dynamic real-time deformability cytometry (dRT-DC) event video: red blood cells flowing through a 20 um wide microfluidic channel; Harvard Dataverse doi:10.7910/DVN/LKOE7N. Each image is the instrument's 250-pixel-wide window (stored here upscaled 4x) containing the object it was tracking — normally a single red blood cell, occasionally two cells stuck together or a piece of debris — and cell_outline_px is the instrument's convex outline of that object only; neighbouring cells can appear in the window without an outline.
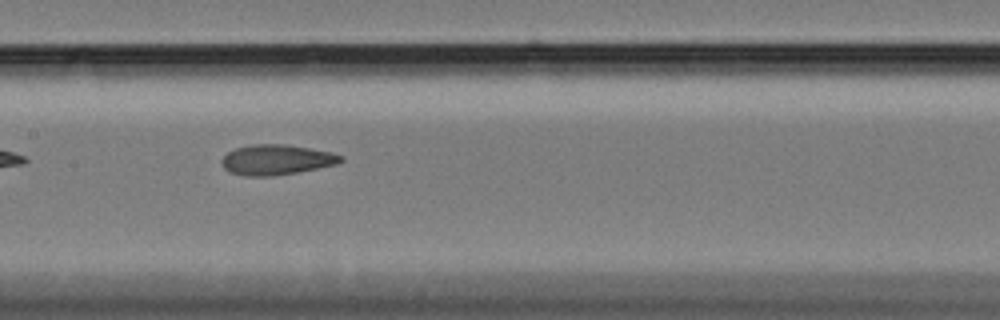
{"species": "Egyptian fruit bat (a non-hibernating species)", "species_latin": "Rousettus aegyptiacus", "temperature_condition": "cold", "stored_images_in_passage": 19, "camera_frame_rate_fps": 3000, "um_per_image_px": 0.085, "animal": {"sex": "female"}, "frame": {"image": 1, "passage_image": 15, "time_ms": 4.667, "image_size_px": [1000, 320], "cell_outline_px": [[344, 160], [336, 164], [296, 172], [272, 176], [244, 176], [232, 172], [224, 168], [220, 160], [228, 152], [236, 148], [252, 144], [284, 144], [332, 152], [344, 156]], "centroid_in_image_um": [23.49, 13.57], "position_along_channel_um": 183.9, "area_um2": 20.81}}